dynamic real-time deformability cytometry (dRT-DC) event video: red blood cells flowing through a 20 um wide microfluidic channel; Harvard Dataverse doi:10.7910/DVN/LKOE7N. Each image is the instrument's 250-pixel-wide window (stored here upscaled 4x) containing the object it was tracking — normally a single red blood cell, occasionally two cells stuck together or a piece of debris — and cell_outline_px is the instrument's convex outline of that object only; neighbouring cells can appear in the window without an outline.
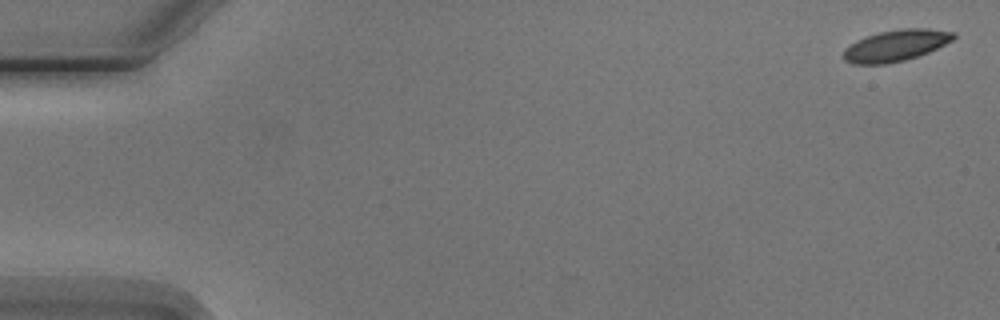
{"species": "Egyptian fruit bat (a non-hibernating species)", "species_latin": "Rousettus aegyptiacus", "temperature_condition": "cold", "stored_images_in_passage": 4, "camera_frame_rate_fps": 3000, "um_per_image_px": 0.085, "animal": {"sex": "male"}, "frame": {"image": 1, "passage_image": 1, "time_ms": 0.0, "image_size_px": [1000, 320], "cell_outline_px": [[956, 36], [952, 40], [928, 52], [904, 60], [888, 64], [852, 64], [844, 60], [844, 48], [856, 40], [880, 32], [900, 28], [928, 28], [956, 32]], "centroid_in_image_um": [76.14, 3.86], "position_along_channel_um": 8.9, "area_um2": 20.06}}